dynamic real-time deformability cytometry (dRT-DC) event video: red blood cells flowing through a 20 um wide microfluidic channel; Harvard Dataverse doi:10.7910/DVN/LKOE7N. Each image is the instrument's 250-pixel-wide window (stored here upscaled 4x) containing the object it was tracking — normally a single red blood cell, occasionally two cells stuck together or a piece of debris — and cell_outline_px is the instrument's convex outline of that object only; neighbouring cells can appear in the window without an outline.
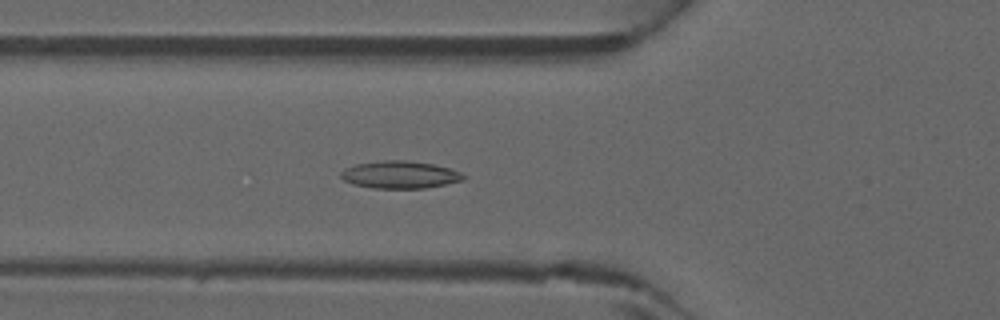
{"species": "common noctule bat (a hibernating species)", "species_latin": "Nyctalus noctula", "temperature_condition": "warm", "stored_images_in_passage": 45, "camera_frame_rate_fps": 3000, "um_per_image_px": 0.085, "animal": {"sex": "male", "forearm_length_mm": 52.5}, "frame": {"image": 1, "passage_image": 16, "time_ms": 5.0, "image_size_px": [1000, 320], "cell_outline_px": [[464, 180], [424, 188], [372, 188], [352, 184], [344, 180], [340, 176], [340, 172], [344, 168], [356, 164], [384, 160], [404, 160], [432, 164], [452, 168], [460, 172], [464, 176]], "centroid_in_image_um": [33.96, 14.85], "position_along_channel_um": 91.8, "area_um2": 19.54}}
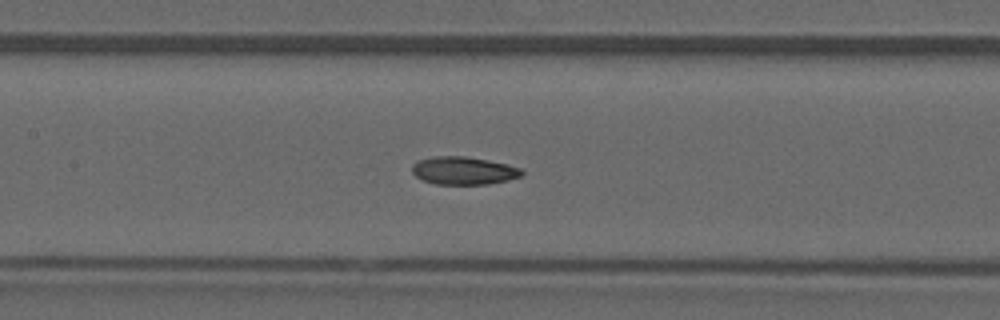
{"frame": {"image": 2, "passage_image": 21, "time_ms": 6.667, "image_size_px": [1000, 320], "cell_outline_px": [[524, 172], [520, 176], [508, 180], [488, 184], [436, 184], [424, 180], [416, 176], [412, 172], [412, 164], [416, 160], [432, 156], [464, 156], [508, 164], [520, 168]], "centroid_in_image_um": [39.38, 14.49], "position_along_channel_um": 168.0, "area_um2": 17.8}}
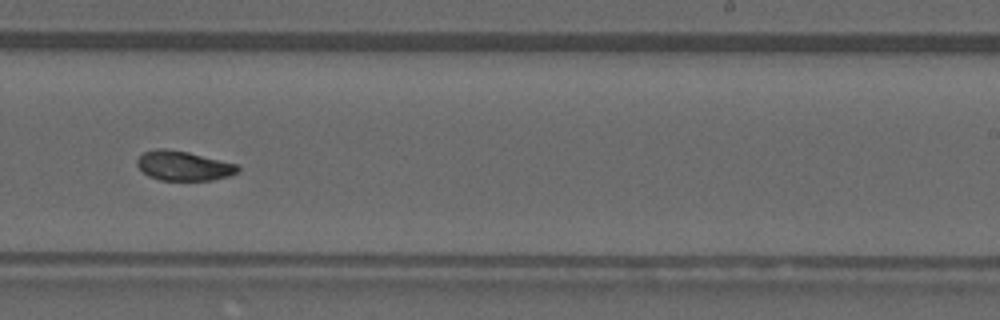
{"frame": {"image": 3, "passage_image": 28, "time_ms": 9.0, "image_size_px": [1000, 320], "cell_outline_px": [[240, 168], [236, 172], [228, 176], [212, 180], [160, 180], [148, 176], [136, 164], [136, 160], [144, 152], [156, 148], [164, 148], [188, 152], [236, 164]], "centroid_in_image_um": [15.56, 14.09], "position_along_channel_um": 273.4, "area_um2": 17.17}}